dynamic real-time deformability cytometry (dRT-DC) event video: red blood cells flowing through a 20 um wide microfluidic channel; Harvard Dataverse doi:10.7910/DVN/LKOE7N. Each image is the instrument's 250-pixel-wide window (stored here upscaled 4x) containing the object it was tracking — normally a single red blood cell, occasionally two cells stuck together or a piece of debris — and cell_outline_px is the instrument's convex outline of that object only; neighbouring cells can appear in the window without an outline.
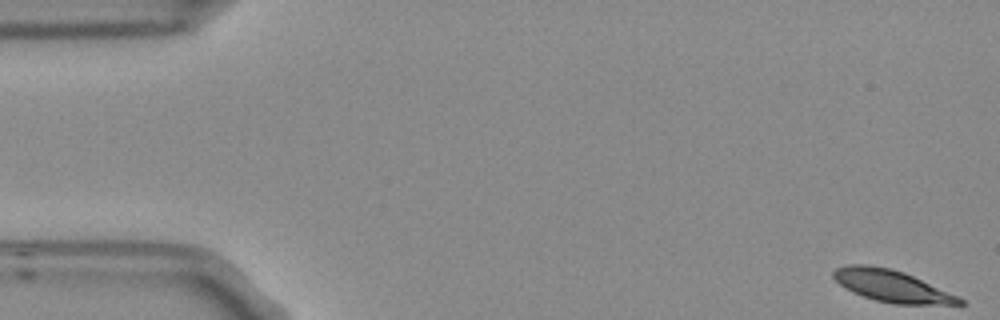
{"species": "Egyptian fruit bat (a non-hibernating species)", "species_latin": "Rousettus aegyptiacus", "temperature_condition": "room temperature", "stored_images_in_passage": 6, "segment_of_instrument_passage": [2, 2], "camera_frame_rate_fps": 3000, "um_per_image_px": 0.085, "frame": {"image": 1, "passage_image": 6, "time_ms": 1.667, "image_size_px": [1000, 320], "cell_outline_px": [[964, 304], [896, 304], [876, 300], [852, 292], [844, 288], [832, 276], [832, 272], [836, 268], [844, 264], [868, 264], [892, 268], [904, 272], [956, 296], [964, 300]], "centroid_in_image_um": [75.71, 24.28], "position_along_channel_um": 9.3, "area_um2": 23.12}}